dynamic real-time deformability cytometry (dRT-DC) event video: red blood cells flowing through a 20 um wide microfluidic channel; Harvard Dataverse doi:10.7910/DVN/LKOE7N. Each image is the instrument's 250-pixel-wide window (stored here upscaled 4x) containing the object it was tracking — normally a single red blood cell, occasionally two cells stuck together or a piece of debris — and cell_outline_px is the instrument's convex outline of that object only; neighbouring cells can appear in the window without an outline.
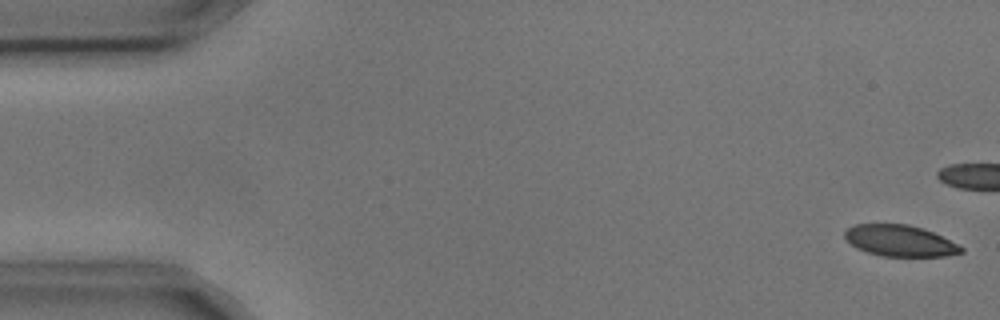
{"species": "common noctule bat (a hibernating species)", "species_latin": "Nyctalus noctula", "temperature_condition": "cold", "stored_images_in_passage": 6, "segment_of_instrument_passage": [1, 2], "camera_frame_rate_fps": 3000, "um_per_image_px": 0.085, "animal": {"sex": "male", "body_mass_g": 17.9, "forearm_length_mm": 54.2}, "frame": {"image": 1, "passage_image": 1, "time_ms": 0.0, "image_size_px": [1000, 320], "cell_outline_px": [[964, 252], [944, 256], [880, 256], [856, 248], [844, 236], [844, 232], [848, 228], [856, 224], [908, 224], [924, 228], [964, 248]], "centroid_in_image_um": [76.48, 20.46], "position_along_channel_um": 8.5, "area_um2": 20.98}}
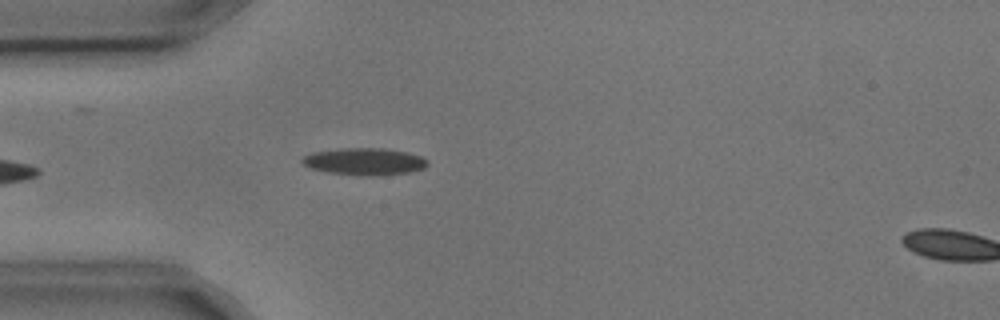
{"frame": {"image": 2, "passage_image": 5, "time_ms": 1.333, "image_size_px": [1000, 320], "cell_outline_px": [[428, 164], [424, 168], [408, 172], [376, 176], [360, 176], [328, 172], [312, 168], [304, 164], [300, 160], [304, 156], [312, 152], [344, 148], [384, 148], [408, 152], [420, 156], [428, 160]], "centroid_in_image_um": [31.0, 13.73], "position_along_channel_um": 54.0, "area_um2": 19.77}}